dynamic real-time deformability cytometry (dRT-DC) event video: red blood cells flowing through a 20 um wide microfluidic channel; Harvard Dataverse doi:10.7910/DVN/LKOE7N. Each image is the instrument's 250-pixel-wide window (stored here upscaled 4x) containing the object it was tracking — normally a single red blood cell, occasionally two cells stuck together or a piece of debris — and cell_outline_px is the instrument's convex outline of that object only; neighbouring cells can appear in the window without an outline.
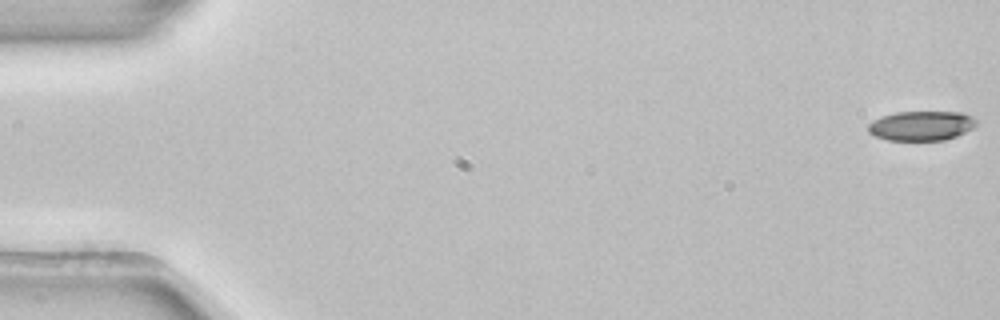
{"species": "common noctule bat (a hibernating species)", "species_latin": "Nyctalus noctula", "temperature_condition": "room temperature", "stored_images_in_passage": 53, "camera_frame_rate_fps": 3000, "um_per_image_px": 0.085, "animal": {"sex": "female", "body_mass_g": 22.7, "forearm_length_mm": 54.2}, "frame": {"image": 1, "passage_image": 1, "time_ms": 0.0, "image_size_px": [1000, 320], "cell_outline_px": [[976, 124], [972, 128], [956, 136], [944, 140], [888, 140], [876, 136], [868, 132], [868, 124], [872, 120], [880, 116], [896, 112], [964, 112], [972, 116], [976, 120]], "centroid_in_image_um": [78.3, 10.68], "position_along_channel_um": 6.7, "area_um2": 18.67}}
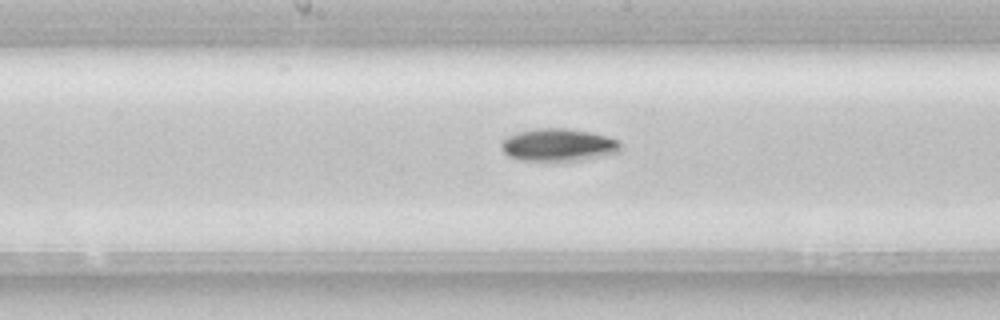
{"frame": {"image": 2, "passage_image": 28, "time_ms": 9.0, "image_size_px": [1000, 320], "cell_outline_px": [[620, 152], [588, 160], [544, 164], [520, 160], [508, 156], [500, 148], [500, 140], [516, 132], [536, 128], [568, 128], [608, 136], [620, 140]], "centroid_in_image_um": [47.43, 12.37], "position_along_channel_um": 200.8, "area_um2": 23.93}}
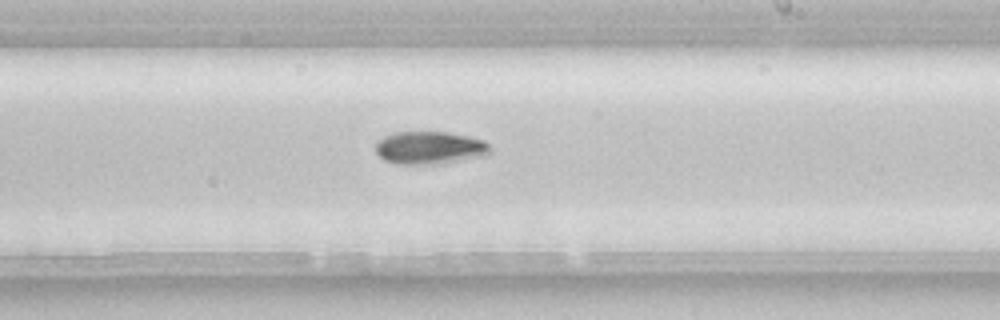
{"frame": {"image": 3, "passage_image": 32, "time_ms": 10.333, "image_size_px": [1000, 320], "cell_outline_px": [[488, 152], [480, 156], [444, 164], [396, 164], [384, 160], [376, 152], [376, 144], [384, 136], [396, 132], [448, 132], [468, 136], [480, 140], [488, 144]], "centroid_in_image_um": [36.47, 12.57], "position_along_channel_um": 252.5, "area_um2": 21.62}, "authors_computed_cell_mechanics": {"area_um2": 20.519, "velocity_mm_per_s": 3.9113, "shape_relaxation_time_tau1_ms": 2.9787, "shape_relaxation_time_tau2_ms": null, "deformation_change_tau1": 0.1074, "deformation_change_tau2": null}}